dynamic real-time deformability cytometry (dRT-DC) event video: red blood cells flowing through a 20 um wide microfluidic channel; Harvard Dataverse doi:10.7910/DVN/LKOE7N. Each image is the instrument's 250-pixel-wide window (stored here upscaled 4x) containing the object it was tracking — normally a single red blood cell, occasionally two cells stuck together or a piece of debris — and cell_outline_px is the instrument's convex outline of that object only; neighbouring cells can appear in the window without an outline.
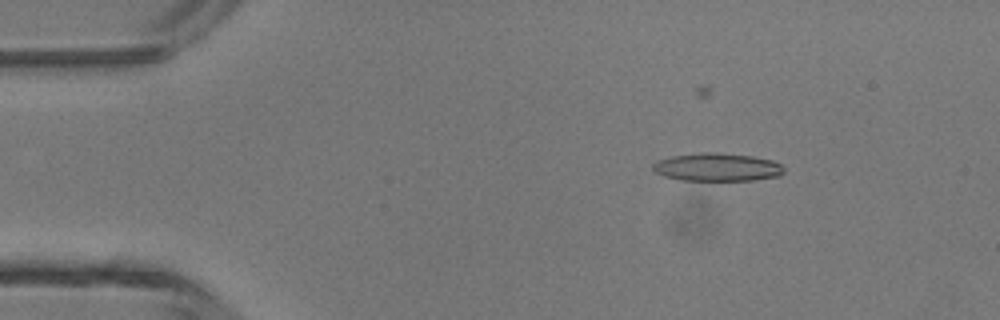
{"species": "common noctule bat (a hibernating species)", "species_latin": "Nyctalus noctula", "temperature_condition": "room temperature", "stored_images_in_passage": 33, "camera_frame_rate_fps": 3000, "um_per_image_px": 0.085, "animal": {"sex": "male", "body_mass_g": 13.3}, "frame": {"image": 1, "passage_image": 5, "time_ms": 1.333, "image_size_px": [1000, 320], "cell_outline_px": [[784, 172], [780, 176], [752, 180], [680, 180], [664, 176], [656, 172], [652, 168], [652, 164], [656, 160], [672, 156], [704, 152], [716, 152], [752, 156], [772, 160], [780, 164], [784, 168]], "centroid_in_image_um": [60.95, 14.2], "position_along_channel_um": 24.0, "area_um2": 21.44}}
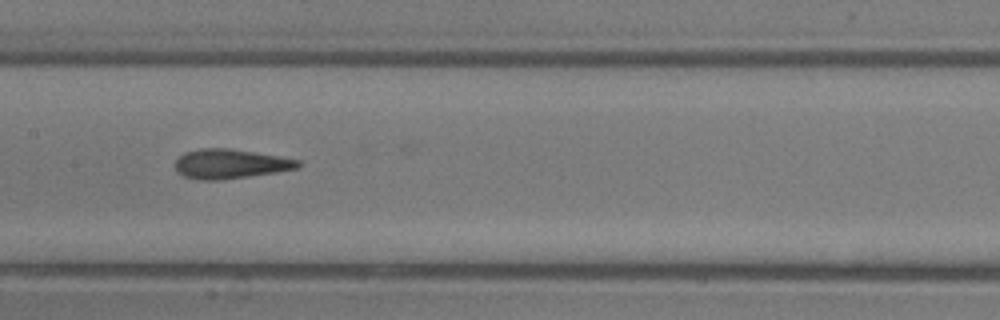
{"frame": {"image": 2, "passage_image": 21, "time_ms": 6.667, "image_size_px": [1000, 320], "cell_outline_px": [[304, 164], [300, 168], [276, 172], [220, 180], [200, 180], [184, 176], [176, 172], [172, 164], [184, 152], [200, 148], [228, 148], [280, 156], [300, 160]], "centroid_in_image_um": [19.57, 13.93], "position_along_channel_um": 187.8, "area_um2": 21.39}}
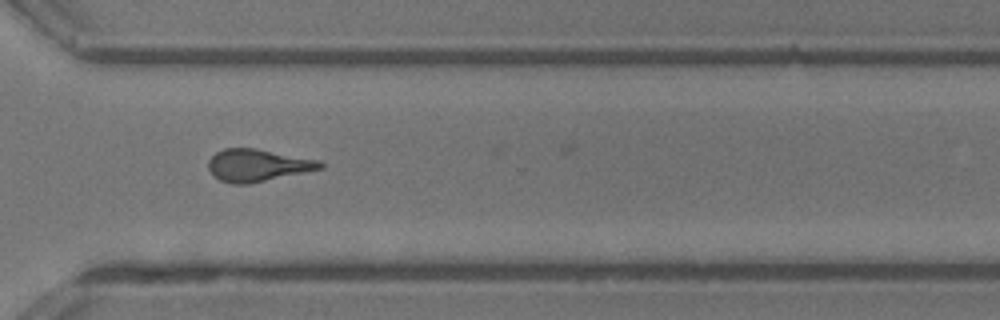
{"frame": {"image": 3, "passage_image": 32, "time_ms": 10.333, "image_size_px": [1000, 320], "cell_outline_px": [[324, 168], [248, 184], [232, 184], [220, 180], [212, 176], [208, 168], [208, 160], [216, 152], [224, 148], [256, 148], [320, 160], [324, 164]], "centroid_in_image_um": [21.88, 14.04], "position_along_channel_um": 348.7, "area_um2": 21.15}}